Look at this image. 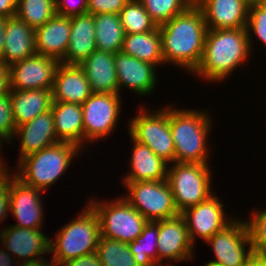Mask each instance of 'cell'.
<instances>
[{
	"label": "cell",
	"mask_w": 266,
	"mask_h": 266,
	"mask_svg": "<svg viewBox=\"0 0 266 266\" xmlns=\"http://www.w3.org/2000/svg\"><path fill=\"white\" fill-rule=\"evenodd\" d=\"M158 29L164 64L176 65L192 74L201 62L207 32L201 9L192 4Z\"/></svg>",
	"instance_id": "6da1fadb"
},
{
	"label": "cell",
	"mask_w": 266,
	"mask_h": 266,
	"mask_svg": "<svg viewBox=\"0 0 266 266\" xmlns=\"http://www.w3.org/2000/svg\"><path fill=\"white\" fill-rule=\"evenodd\" d=\"M251 51L246 27L207 29L203 56L193 75L205 82H222L247 64Z\"/></svg>",
	"instance_id": "7a4b0ae2"
},
{
	"label": "cell",
	"mask_w": 266,
	"mask_h": 266,
	"mask_svg": "<svg viewBox=\"0 0 266 266\" xmlns=\"http://www.w3.org/2000/svg\"><path fill=\"white\" fill-rule=\"evenodd\" d=\"M212 125L213 119L206 110L180 109L169 105V126L175 145V162L209 164L211 152L207 138Z\"/></svg>",
	"instance_id": "3957f363"
},
{
	"label": "cell",
	"mask_w": 266,
	"mask_h": 266,
	"mask_svg": "<svg viewBox=\"0 0 266 266\" xmlns=\"http://www.w3.org/2000/svg\"><path fill=\"white\" fill-rule=\"evenodd\" d=\"M80 151L83 150L76 144L57 142L22 158L15 167L18 171L14 175L24 184L46 192L65 174L74 157L81 154Z\"/></svg>",
	"instance_id": "277c9868"
},
{
	"label": "cell",
	"mask_w": 266,
	"mask_h": 266,
	"mask_svg": "<svg viewBox=\"0 0 266 266\" xmlns=\"http://www.w3.org/2000/svg\"><path fill=\"white\" fill-rule=\"evenodd\" d=\"M101 236L97 213L86 203V207L50 240L52 260L62 265L68 260L95 252Z\"/></svg>",
	"instance_id": "5b68a950"
},
{
	"label": "cell",
	"mask_w": 266,
	"mask_h": 266,
	"mask_svg": "<svg viewBox=\"0 0 266 266\" xmlns=\"http://www.w3.org/2000/svg\"><path fill=\"white\" fill-rule=\"evenodd\" d=\"M211 177L209 164L181 162L168 164L167 181L179 213L214 194Z\"/></svg>",
	"instance_id": "8992f818"
},
{
	"label": "cell",
	"mask_w": 266,
	"mask_h": 266,
	"mask_svg": "<svg viewBox=\"0 0 266 266\" xmlns=\"http://www.w3.org/2000/svg\"><path fill=\"white\" fill-rule=\"evenodd\" d=\"M139 106L137 116L128 122V134L137 142L147 145L168 164L175 162V145L169 126V106L150 111Z\"/></svg>",
	"instance_id": "52a82bcc"
},
{
	"label": "cell",
	"mask_w": 266,
	"mask_h": 266,
	"mask_svg": "<svg viewBox=\"0 0 266 266\" xmlns=\"http://www.w3.org/2000/svg\"><path fill=\"white\" fill-rule=\"evenodd\" d=\"M101 201L91 198L87 202L97 213L101 236L127 244L135 241L147 223L142 214L122 197Z\"/></svg>",
	"instance_id": "ba28073f"
},
{
	"label": "cell",
	"mask_w": 266,
	"mask_h": 266,
	"mask_svg": "<svg viewBox=\"0 0 266 266\" xmlns=\"http://www.w3.org/2000/svg\"><path fill=\"white\" fill-rule=\"evenodd\" d=\"M127 195L123 198L147 221H160L179 215L171 187L166 180L123 182Z\"/></svg>",
	"instance_id": "9c48e42d"
},
{
	"label": "cell",
	"mask_w": 266,
	"mask_h": 266,
	"mask_svg": "<svg viewBox=\"0 0 266 266\" xmlns=\"http://www.w3.org/2000/svg\"><path fill=\"white\" fill-rule=\"evenodd\" d=\"M120 94L92 93L82 104L84 145L114 132L122 108ZM87 141V142H86Z\"/></svg>",
	"instance_id": "30bf717a"
},
{
	"label": "cell",
	"mask_w": 266,
	"mask_h": 266,
	"mask_svg": "<svg viewBox=\"0 0 266 266\" xmlns=\"http://www.w3.org/2000/svg\"><path fill=\"white\" fill-rule=\"evenodd\" d=\"M207 243L215 256L212 261L221 266H244L254 254L244 219L234 218Z\"/></svg>",
	"instance_id": "8fae6325"
},
{
	"label": "cell",
	"mask_w": 266,
	"mask_h": 266,
	"mask_svg": "<svg viewBox=\"0 0 266 266\" xmlns=\"http://www.w3.org/2000/svg\"><path fill=\"white\" fill-rule=\"evenodd\" d=\"M59 61L34 54L9 66V90L52 89Z\"/></svg>",
	"instance_id": "7c38bea8"
},
{
	"label": "cell",
	"mask_w": 266,
	"mask_h": 266,
	"mask_svg": "<svg viewBox=\"0 0 266 266\" xmlns=\"http://www.w3.org/2000/svg\"><path fill=\"white\" fill-rule=\"evenodd\" d=\"M224 208V204L214 193L208 199L180 213L185 219L189 237L193 244H196L197 237L206 242L234 219V216L230 215L229 217L224 212Z\"/></svg>",
	"instance_id": "4fadbf2b"
},
{
	"label": "cell",
	"mask_w": 266,
	"mask_h": 266,
	"mask_svg": "<svg viewBox=\"0 0 266 266\" xmlns=\"http://www.w3.org/2000/svg\"><path fill=\"white\" fill-rule=\"evenodd\" d=\"M157 241L158 266H172L170 262L194 258V244L190 240L185 219L181 214L159 221ZM165 260L169 262L164 264Z\"/></svg>",
	"instance_id": "5bb4252c"
},
{
	"label": "cell",
	"mask_w": 266,
	"mask_h": 266,
	"mask_svg": "<svg viewBox=\"0 0 266 266\" xmlns=\"http://www.w3.org/2000/svg\"><path fill=\"white\" fill-rule=\"evenodd\" d=\"M44 191L28 186L9 172L10 214L21 228H42L44 211L41 196Z\"/></svg>",
	"instance_id": "9a60e30c"
},
{
	"label": "cell",
	"mask_w": 266,
	"mask_h": 266,
	"mask_svg": "<svg viewBox=\"0 0 266 266\" xmlns=\"http://www.w3.org/2000/svg\"><path fill=\"white\" fill-rule=\"evenodd\" d=\"M41 229L43 228L30 229L9 225L1 229L0 241L9 254H14V259L19 264L38 260L46 253L50 254L51 238Z\"/></svg>",
	"instance_id": "2e32d148"
},
{
	"label": "cell",
	"mask_w": 266,
	"mask_h": 266,
	"mask_svg": "<svg viewBox=\"0 0 266 266\" xmlns=\"http://www.w3.org/2000/svg\"><path fill=\"white\" fill-rule=\"evenodd\" d=\"M114 65L117 71L119 93L122 92L123 87H126L139 96L152 94L158 78L155 65L141 61L122 51L114 54Z\"/></svg>",
	"instance_id": "e0dca14e"
},
{
	"label": "cell",
	"mask_w": 266,
	"mask_h": 266,
	"mask_svg": "<svg viewBox=\"0 0 266 266\" xmlns=\"http://www.w3.org/2000/svg\"><path fill=\"white\" fill-rule=\"evenodd\" d=\"M251 0H199L207 29L246 27Z\"/></svg>",
	"instance_id": "ac0fdd59"
},
{
	"label": "cell",
	"mask_w": 266,
	"mask_h": 266,
	"mask_svg": "<svg viewBox=\"0 0 266 266\" xmlns=\"http://www.w3.org/2000/svg\"><path fill=\"white\" fill-rule=\"evenodd\" d=\"M14 137L20 142L18 162L37 151L58 142L51 110L38 115L32 121L16 127Z\"/></svg>",
	"instance_id": "d6986e66"
},
{
	"label": "cell",
	"mask_w": 266,
	"mask_h": 266,
	"mask_svg": "<svg viewBox=\"0 0 266 266\" xmlns=\"http://www.w3.org/2000/svg\"><path fill=\"white\" fill-rule=\"evenodd\" d=\"M92 94L80 65L59 63L52 88V100L82 104Z\"/></svg>",
	"instance_id": "ffe728a7"
},
{
	"label": "cell",
	"mask_w": 266,
	"mask_h": 266,
	"mask_svg": "<svg viewBox=\"0 0 266 266\" xmlns=\"http://www.w3.org/2000/svg\"><path fill=\"white\" fill-rule=\"evenodd\" d=\"M71 30V18L55 14L49 21L34 30L37 54L61 62L66 54Z\"/></svg>",
	"instance_id": "44dd1931"
},
{
	"label": "cell",
	"mask_w": 266,
	"mask_h": 266,
	"mask_svg": "<svg viewBox=\"0 0 266 266\" xmlns=\"http://www.w3.org/2000/svg\"><path fill=\"white\" fill-rule=\"evenodd\" d=\"M129 158L130 171L122 179L123 182L161 181L167 179L168 163L157 156L147 145L134 140Z\"/></svg>",
	"instance_id": "7402d4cb"
},
{
	"label": "cell",
	"mask_w": 266,
	"mask_h": 266,
	"mask_svg": "<svg viewBox=\"0 0 266 266\" xmlns=\"http://www.w3.org/2000/svg\"><path fill=\"white\" fill-rule=\"evenodd\" d=\"M79 65L85 72L92 93L119 94L113 53L95 50Z\"/></svg>",
	"instance_id": "603a6c76"
},
{
	"label": "cell",
	"mask_w": 266,
	"mask_h": 266,
	"mask_svg": "<svg viewBox=\"0 0 266 266\" xmlns=\"http://www.w3.org/2000/svg\"><path fill=\"white\" fill-rule=\"evenodd\" d=\"M4 41L0 61L8 66L36 54L34 29L16 16L6 18Z\"/></svg>",
	"instance_id": "cb8c5ba5"
},
{
	"label": "cell",
	"mask_w": 266,
	"mask_h": 266,
	"mask_svg": "<svg viewBox=\"0 0 266 266\" xmlns=\"http://www.w3.org/2000/svg\"><path fill=\"white\" fill-rule=\"evenodd\" d=\"M96 49L94 15L71 17L70 41L61 63L81 64Z\"/></svg>",
	"instance_id": "d4e9b609"
},
{
	"label": "cell",
	"mask_w": 266,
	"mask_h": 266,
	"mask_svg": "<svg viewBox=\"0 0 266 266\" xmlns=\"http://www.w3.org/2000/svg\"><path fill=\"white\" fill-rule=\"evenodd\" d=\"M54 127L58 142L84 146L83 112L80 104L52 101Z\"/></svg>",
	"instance_id": "484cf974"
},
{
	"label": "cell",
	"mask_w": 266,
	"mask_h": 266,
	"mask_svg": "<svg viewBox=\"0 0 266 266\" xmlns=\"http://www.w3.org/2000/svg\"><path fill=\"white\" fill-rule=\"evenodd\" d=\"M10 101L17 127L51 110L52 89L10 90Z\"/></svg>",
	"instance_id": "4316f807"
},
{
	"label": "cell",
	"mask_w": 266,
	"mask_h": 266,
	"mask_svg": "<svg viewBox=\"0 0 266 266\" xmlns=\"http://www.w3.org/2000/svg\"><path fill=\"white\" fill-rule=\"evenodd\" d=\"M121 51L156 67L164 65L158 26L145 33L125 34Z\"/></svg>",
	"instance_id": "83f0119b"
},
{
	"label": "cell",
	"mask_w": 266,
	"mask_h": 266,
	"mask_svg": "<svg viewBox=\"0 0 266 266\" xmlns=\"http://www.w3.org/2000/svg\"><path fill=\"white\" fill-rule=\"evenodd\" d=\"M96 49L116 54L122 50L125 31L119 14L94 15Z\"/></svg>",
	"instance_id": "f1b7e54d"
},
{
	"label": "cell",
	"mask_w": 266,
	"mask_h": 266,
	"mask_svg": "<svg viewBox=\"0 0 266 266\" xmlns=\"http://www.w3.org/2000/svg\"><path fill=\"white\" fill-rule=\"evenodd\" d=\"M158 234L159 221H147L142 233L128 244L138 266H158Z\"/></svg>",
	"instance_id": "f546056e"
},
{
	"label": "cell",
	"mask_w": 266,
	"mask_h": 266,
	"mask_svg": "<svg viewBox=\"0 0 266 266\" xmlns=\"http://www.w3.org/2000/svg\"><path fill=\"white\" fill-rule=\"evenodd\" d=\"M56 14L55 0H18L16 17L32 29L44 25Z\"/></svg>",
	"instance_id": "4dcf8cb0"
},
{
	"label": "cell",
	"mask_w": 266,
	"mask_h": 266,
	"mask_svg": "<svg viewBox=\"0 0 266 266\" xmlns=\"http://www.w3.org/2000/svg\"><path fill=\"white\" fill-rule=\"evenodd\" d=\"M96 253L102 266H138L127 243L100 236Z\"/></svg>",
	"instance_id": "1f68e13d"
},
{
	"label": "cell",
	"mask_w": 266,
	"mask_h": 266,
	"mask_svg": "<svg viewBox=\"0 0 266 266\" xmlns=\"http://www.w3.org/2000/svg\"><path fill=\"white\" fill-rule=\"evenodd\" d=\"M119 17L125 34L145 33L157 27L139 0H129Z\"/></svg>",
	"instance_id": "d6a6232c"
},
{
	"label": "cell",
	"mask_w": 266,
	"mask_h": 266,
	"mask_svg": "<svg viewBox=\"0 0 266 266\" xmlns=\"http://www.w3.org/2000/svg\"><path fill=\"white\" fill-rule=\"evenodd\" d=\"M157 25H163L183 13L192 3L189 0H139Z\"/></svg>",
	"instance_id": "836d02e7"
},
{
	"label": "cell",
	"mask_w": 266,
	"mask_h": 266,
	"mask_svg": "<svg viewBox=\"0 0 266 266\" xmlns=\"http://www.w3.org/2000/svg\"><path fill=\"white\" fill-rule=\"evenodd\" d=\"M246 31L250 49H253L252 47L254 46L251 38L253 35L266 48V6L259 0H251L250 2Z\"/></svg>",
	"instance_id": "e575fe53"
},
{
	"label": "cell",
	"mask_w": 266,
	"mask_h": 266,
	"mask_svg": "<svg viewBox=\"0 0 266 266\" xmlns=\"http://www.w3.org/2000/svg\"><path fill=\"white\" fill-rule=\"evenodd\" d=\"M253 214V215H252ZM249 220L245 219L249 238L255 255H266V207L255 210Z\"/></svg>",
	"instance_id": "d590c367"
},
{
	"label": "cell",
	"mask_w": 266,
	"mask_h": 266,
	"mask_svg": "<svg viewBox=\"0 0 266 266\" xmlns=\"http://www.w3.org/2000/svg\"><path fill=\"white\" fill-rule=\"evenodd\" d=\"M16 125L12 115L10 90L0 96V139L11 144L14 138Z\"/></svg>",
	"instance_id": "8d00e7d4"
},
{
	"label": "cell",
	"mask_w": 266,
	"mask_h": 266,
	"mask_svg": "<svg viewBox=\"0 0 266 266\" xmlns=\"http://www.w3.org/2000/svg\"><path fill=\"white\" fill-rule=\"evenodd\" d=\"M129 0H87V13L103 14L112 13L119 14Z\"/></svg>",
	"instance_id": "74e56055"
},
{
	"label": "cell",
	"mask_w": 266,
	"mask_h": 266,
	"mask_svg": "<svg viewBox=\"0 0 266 266\" xmlns=\"http://www.w3.org/2000/svg\"><path fill=\"white\" fill-rule=\"evenodd\" d=\"M76 1V3H74ZM55 0L56 14L75 17L87 13V0Z\"/></svg>",
	"instance_id": "f35d334b"
},
{
	"label": "cell",
	"mask_w": 266,
	"mask_h": 266,
	"mask_svg": "<svg viewBox=\"0 0 266 266\" xmlns=\"http://www.w3.org/2000/svg\"><path fill=\"white\" fill-rule=\"evenodd\" d=\"M10 215L9 173L0 175V224Z\"/></svg>",
	"instance_id": "ab89813d"
},
{
	"label": "cell",
	"mask_w": 266,
	"mask_h": 266,
	"mask_svg": "<svg viewBox=\"0 0 266 266\" xmlns=\"http://www.w3.org/2000/svg\"><path fill=\"white\" fill-rule=\"evenodd\" d=\"M61 266H102L99 257L95 252L71 259L63 263Z\"/></svg>",
	"instance_id": "60d3db41"
},
{
	"label": "cell",
	"mask_w": 266,
	"mask_h": 266,
	"mask_svg": "<svg viewBox=\"0 0 266 266\" xmlns=\"http://www.w3.org/2000/svg\"><path fill=\"white\" fill-rule=\"evenodd\" d=\"M18 0H0V17L11 18L16 16Z\"/></svg>",
	"instance_id": "b9f144b4"
},
{
	"label": "cell",
	"mask_w": 266,
	"mask_h": 266,
	"mask_svg": "<svg viewBox=\"0 0 266 266\" xmlns=\"http://www.w3.org/2000/svg\"><path fill=\"white\" fill-rule=\"evenodd\" d=\"M9 91V66L0 61V96Z\"/></svg>",
	"instance_id": "7bdbcfd3"
},
{
	"label": "cell",
	"mask_w": 266,
	"mask_h": 266,
	"mask_svg": "<svg viewBox=\"0 0 266 266\" xmlns=\"http://www.w3.org/2000/svg\"><path fill=\"white\" fill-rule=\"evenodd\" d=\"M13 255L6 252L5 248H0V266H20V264L13 259ZM14 264V265H13Z\"/></svg>",
	"instance_id": "ee69618b"
},
{
	"label": "cell",
	"mask_w": 266,
	"mask_h": 266,
	"mask_svg": "<svg viewBox=\"0 0 266 266\" xmlns=\"http://www.w3.org/2000/svg\"><path fill=\"white\" fill-rule=\"evenodd\" d=\"M20 266H61L57 263H55L52 259L46 260L45 257L38 259V260H34L31 262H27V263H22L20 264Z\"/></svg>",
	"instance_id": "f6af8a7d"
},
{
	"label": "cell",
	"mask_w": 266,
	"mask_h": 266,
	"mask_svg": "<svg viewBox=\"0 0 266 266\" xmlns=\"http://www.w3.org/2000/svg\"><path fill=\"white\" fill-rule=\"evenodd\" d=\"M244 266H266V255H255Z\"/></svg>",
	"instance_id": "bcb514c9"
},
{
	"label": "cell",
	"mask_w": 266,
	"mask_h": 266,
	"mask_svg": "<svg viewBox=\"0 0 266 266\" xmlns=\"http://www.w3.org/2000/svg\"><path fill=\"white\" fill-rule=\"evenodd\" d=\"M5 28H6V18L0 17V60L2 58V54L4 51Z\"/></svg>",
	"instance_id": "7dc6e473"
},
{
	"label": "cell",
	"mask_w": 266,
	"mask_h": 266,
	"mask_svg": "<svg viewBox=\"0 0 266 266\" xmlns=\"http://www.w3.org/2000/svg\"><path fill=\"white\" fill-rule=\"evenodd\" d=\"M3 141L0 139V152H2L1 150V148H3L2 147V145H3ZM1 154V153H0ZM1 157V156H0ZM2 158H0V175H3V174H5V173H9L10 172V170H8L9 168H7L8 166L6 165V163H5V165L3 164L4 163V158L1 160ZM9 171V172H8Z\"/></svg>",
	"instance_id": "c3c4849f"
},
{
	"label": "cell",
	"mask_w": 266,
	"mask_h": 266,
	"mask_svg": "<svg viewBox=\"0 0 266 266\" xmlns=\"http://www.w3.org/2000/svg\"><path fill=\"white\" fill-rule=\"evenodd\" d=\"M210 262H206L205 264L206 265H204V266H221V265H219L218 263H215V262H213V261H211V260H209Z\"/></svg>",
	"instance_id": "681fc988"
},
{
	"label": "cell",
	"mask_w": 266,
	"mask_h": 266,
	"mask_svg": "<svg viewBox=\"0 0 266 266\" xmlns=\"http://www.w3.org/2000/svg\"><path fill=\"white\" fill-rule=\"evenodd\" d=\"M192 4H196L199 0H189Z\"/></svg>",
	"instance_id": "f907efd6"
},
{
	"label": "cell",
	"mask_w": 266,
	"mask_h": 266,
	"mask_svg": "<svg viewBox=\"0 0 266 266\" xmlns=\"http://www.w3.org/2000/svg\"><path fill=\"white\" fill-rule=\"evenodd\" d=\"M264 6H266V0H259Z\"/></svg>",
	"instance_id": "816d5d0a"
}]
</instances>
